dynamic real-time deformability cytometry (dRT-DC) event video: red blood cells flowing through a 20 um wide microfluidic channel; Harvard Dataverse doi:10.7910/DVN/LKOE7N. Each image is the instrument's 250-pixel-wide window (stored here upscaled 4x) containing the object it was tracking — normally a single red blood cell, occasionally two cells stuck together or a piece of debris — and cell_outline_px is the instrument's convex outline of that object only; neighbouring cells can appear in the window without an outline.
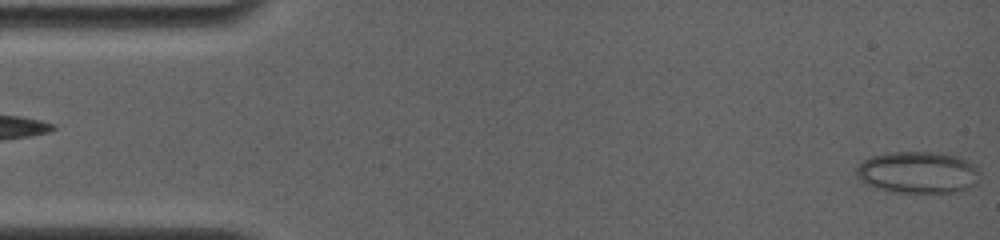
{"species": "common noctule bat (a hibernating species)", "species_latin": "Nyctalus noctula", "temperature_condition": "room temperature", "stored_images_in_passage": 6, "segment_of_instrument_passage": [2, 2], "camera_frame_rate_fps": 4000, "um_per_image_px": 0.085, "animal": {"sex": "female", "body_mass_g": 19.0, "forearm_length_mm": 56.7}, "frame": {"image": 1, "passage_image": 6, "time_ms": 5.25, "image_size_px": [1000, 240], "cell_outline_px": [[980, 176], [976, 184], [964, 192], [888, 192], [864, 184], [856, 176], [856, 168], [864, 160], [872, 156], [888, 152], [944, 152], [960, 156], [976, 164]], "centroid_in_image_um": [78.07, 14.65], "position_along_channel_um": 6.9, "area_um2": 30.81}}